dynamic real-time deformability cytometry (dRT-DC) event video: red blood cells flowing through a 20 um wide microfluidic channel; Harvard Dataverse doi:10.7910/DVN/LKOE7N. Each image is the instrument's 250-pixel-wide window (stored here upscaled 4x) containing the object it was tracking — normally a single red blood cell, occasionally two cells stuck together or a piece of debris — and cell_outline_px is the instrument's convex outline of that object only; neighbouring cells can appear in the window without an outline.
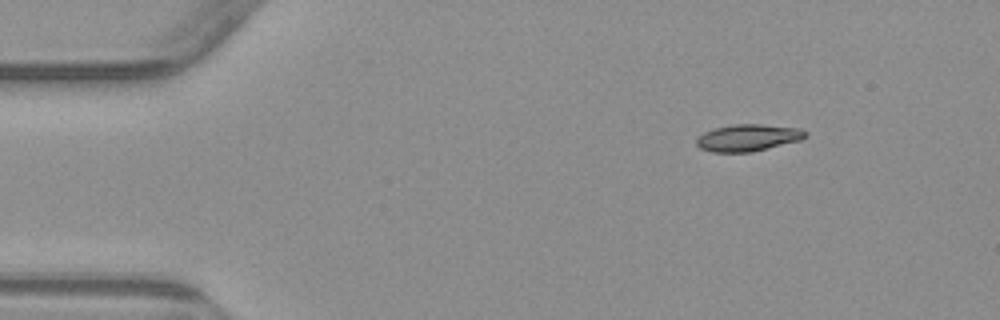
{"species": "common noctule bat (a hibernating species)", "species_latin": "Nyctalus noctula", "temperature_condition": "warm", "stored_images_in_passage": 3, "camera_frame_rate_fps": 3000, "um_per_image_px": 0.085, "animal": {"sex": "male", "body_mass_g": 23.1, "forearm_length_mm": 52.7}, "frame": {"image": 1, "passage_image": 1, "time_ms": 0.0, "image_size_px": [1000, 320], "cell_outline_px": [[808, 136], [800, 140], [752, 152], [712, 152], [700, 148], [696, 144], [696, 140], [704, 132], [716, 128], [732, 124], [760, 124], [800, 128], [808, 132]], "centroid_in_image_um": [63.6, 11.7], "position_along_channel_um": 21.4, "area_um2": 17.05}}
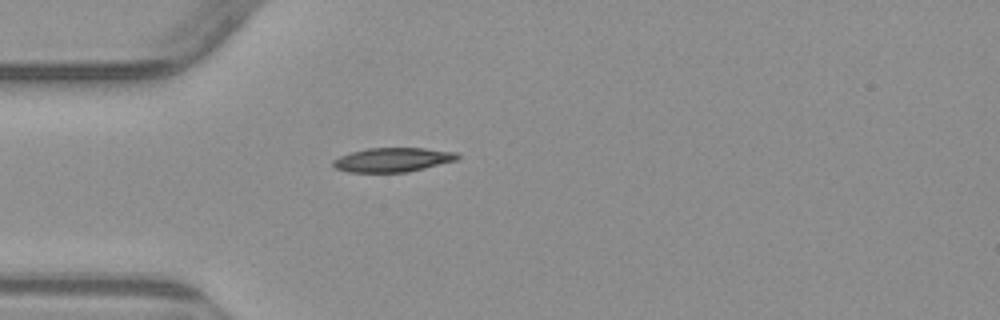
{"frame": {"image": 2, "passage_image": 3, "time_ms": 2.667, "image_size_px": [1000, 320], "cell_outline_px": [[460, 156], [456, 160], [408, 172], [348, 172], [336, 168], [332, 164], [332, 160], [340, 156], [352, 152], [368, 148], [424, 148], [456, 152]], "centroid_in_image_um": [33.37, 13.58], "position_along_channel_um": 51.6, "area_um2": 17.4}}